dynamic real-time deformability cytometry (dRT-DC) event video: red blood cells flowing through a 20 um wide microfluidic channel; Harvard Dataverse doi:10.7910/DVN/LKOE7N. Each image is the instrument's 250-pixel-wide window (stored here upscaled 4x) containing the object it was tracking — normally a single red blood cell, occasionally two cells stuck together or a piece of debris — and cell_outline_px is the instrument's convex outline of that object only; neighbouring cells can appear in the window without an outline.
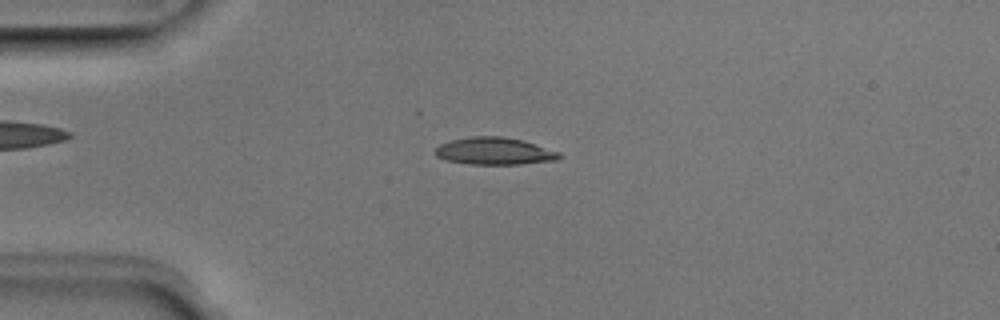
{"species": "Egyptian fruit bat (a non-hibernating species)", "species_latin": "Rousettus aegyptiacus", "temperature_condition": "room temperature", "stored_images_in_passage": 50, "camera_frame_rate_fps": 3000, "um_per_image_px": 0.085, "animal": {"sex": "male"}, "frame": {"image": 1, "passage_image": 12, "time_ms": 3.667, "image_size_px": [1000, 320], "cell_outline_px": [[564, 156], [556, 160], [520, 164], [468, 164], [444, 160], [436, 156], [432, 152], [440, 144], [452, 140], [472, 136], [504, 136], [524, 140], [560, 152]], "centroid_in_image_um": [42.03, 12.84], "position_along_channel_um": 43.0, "area_um2": 19.94}}
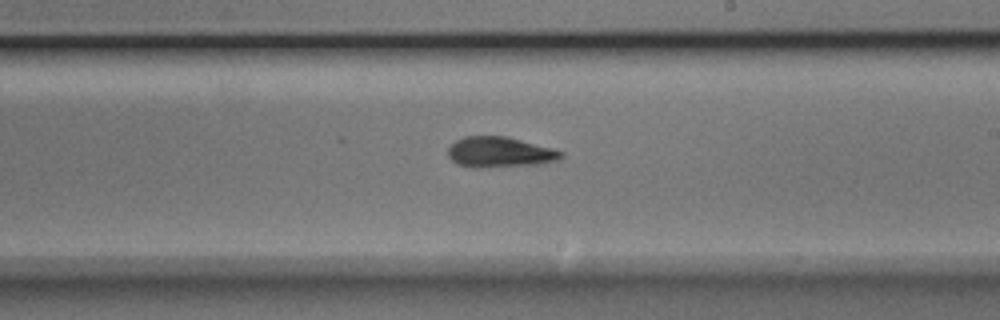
{"frame": {"image": 2, "passage_image": 29, "time_ms": 9.333, "image_size_px": [1000, 320], "cell_outline_px": [[564, 156], [560, 160], [540, 164], [476, 168], [472, 168], [456, 164], [448, 156], [448, 148], [456, 140], [464, 136], [508, 136], [552, 148], [564, 152]], "centroid_in_image_um": [42.49, 12.94], "position_along_channel_um": 246.5, "area_um2": 20.35}}
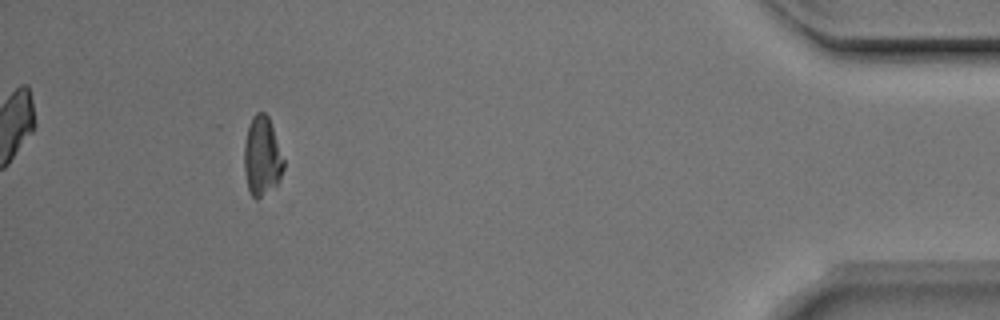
{"frame": {"image": 3, "passage_image": 46, "time_ms": 15.0, "image_size_px": [1000, 320], "cell_outline_px": [[284, 168], [280, 180], [276, 184], [256, 200], [248, 192], [244, 172], [244, 144], [248, 124], [252, 116], [256, 112], [264, 112], [268, 116], [284, 160]], "centroid_in_image_um": [22.24, 13.28], "position_along_channel_um": 413.0, "area_um2": 18.26}, "authors_computed_cell_mechanics": {"area_um2": 19.2185, "velocity_mm_per_s": 4.0195, "shape_relaxation_time_tau1_ms": 5.6823, "shape_relaxation_time_tau2_ms": 2.7771, "deformation_change_tau1": 0.2035, "deformation_change_tau2": 0.0729}}